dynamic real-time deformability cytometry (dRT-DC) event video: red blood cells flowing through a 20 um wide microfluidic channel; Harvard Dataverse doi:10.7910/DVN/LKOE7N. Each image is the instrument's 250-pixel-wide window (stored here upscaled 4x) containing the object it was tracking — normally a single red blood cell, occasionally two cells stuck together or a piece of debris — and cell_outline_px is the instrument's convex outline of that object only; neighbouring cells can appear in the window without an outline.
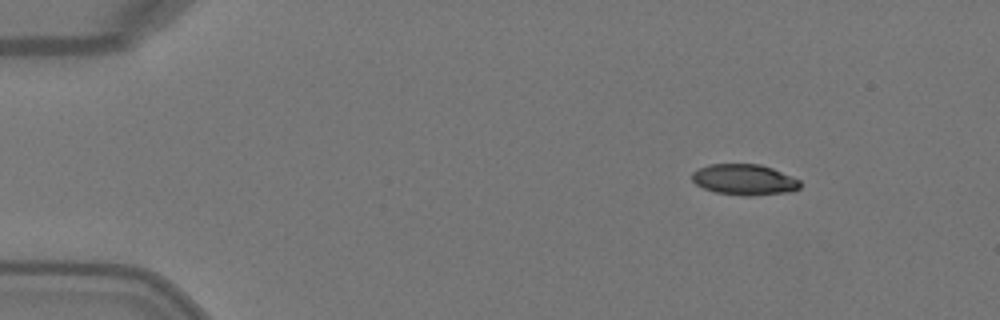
{"species": "Egyptian fruit bat (a non-hibernating species)", "species_latin": "Rousettus aegyptiacus", "temperature_condition": "warm", "stored_images_in_passage": 3, "camera_frame_rate_fps": 3000, "um_per_image_px": 0.085, "animal": {"sex": "female"}, "frame": {"image": 1, "passage_image": 1, "time_ms": 0.0, "image_size_px": [1000, 320], "cell_outline_px": [[800, 188], [792, 192], [752, 196], [744, 196], [716, 192], [704, 188], [696, 184], [692, 180], [692, 172], [708, 164], [760, 164], [772, 168], [800, 180]], "centroid_in_image_um": [63.28, 15.27], "position_along_channel_um": 21.7, "area_um2": 19.48}}